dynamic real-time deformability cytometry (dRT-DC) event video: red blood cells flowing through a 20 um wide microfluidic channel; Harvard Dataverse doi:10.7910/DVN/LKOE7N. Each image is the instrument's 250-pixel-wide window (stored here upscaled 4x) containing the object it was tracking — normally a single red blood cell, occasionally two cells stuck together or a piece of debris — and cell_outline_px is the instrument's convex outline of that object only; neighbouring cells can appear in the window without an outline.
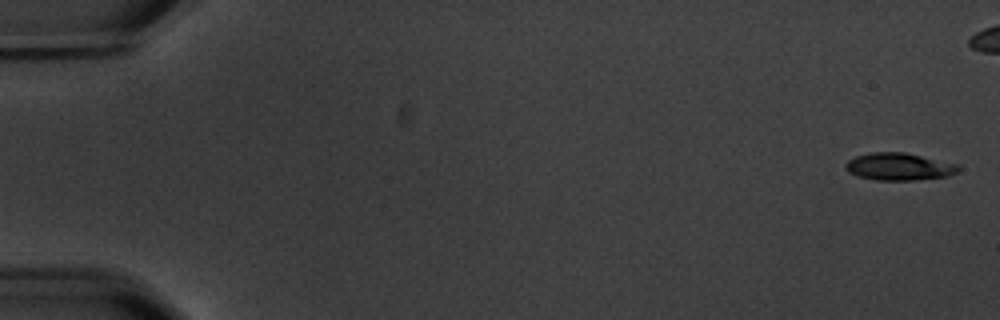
{"species": "common noctule bat (a hibernating species)", "species_latin": "Nyctalus noctula", "temperature_condition": "warm", "stored_images_in_passage": 6, "camera_frame_rate_fps": 3000, "um_per_image_px": 0.085, "animal": {"sex": "male", "body_mass_g": 20.1, "forearm_length_mm": 53.5}, "frame": {"image": 1, "passage_image": 1, "time_ms": 0.0, "image_size_px": [1000, 320], "cell_outline_px": [[960, 168], [956, 172], [948, 176], [916, 180], [876, 180], [860, 176], [848, 172], [844, 168], [844, 164], [848, 160], [856, 156], [872, 152], [904, 152], [960, 164]], "centroid_in_image_um": [76.42, 14.16], "position_along_channel_um": 8.6, "area_um2": 18.03}}
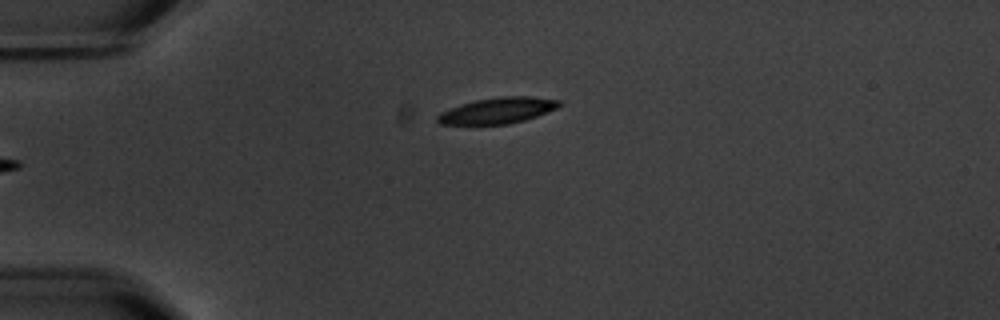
{"frame": {"image": 2, "passage_image": 6, "time_ms": 6.667, "image_size_px": [1000, 320], "cell_outline_px": [[560, 104], [556, 108], [548, 112], [524, 120], [508, 124], [440, 124], [436, 120], [436, 116], [440, 112], [460, 104], [476, 100], [500, 96], [532, 96], [560, 100]], "centroid_in_image_um": [42.28, 9.39], "position_along_channel_um": 42.7, "area_um2": 18.38}}